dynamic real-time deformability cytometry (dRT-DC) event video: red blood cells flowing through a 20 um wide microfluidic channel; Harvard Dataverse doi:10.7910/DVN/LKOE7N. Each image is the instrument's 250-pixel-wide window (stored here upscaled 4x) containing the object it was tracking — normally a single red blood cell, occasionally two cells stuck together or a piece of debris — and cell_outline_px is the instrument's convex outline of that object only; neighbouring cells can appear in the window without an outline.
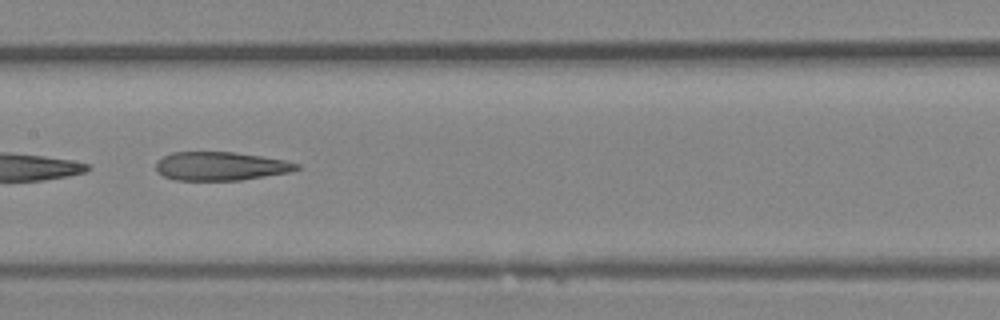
{"species": "Egyptian fruit bat (a non-hibernating species)", "species_latin": "Rousettus aegyptiacus", "temperature_condition": "room temperature", "stored_images_in_passage": 24, "camera_frame_rate_fps": 3000, "um_per_image_px": 0.085, "animal": {"sex": "female"}, "frame": {"image": 1, "passage_image": 14, "time_ms": 4.333, "image_size_px": [1000, 320], "cell_outline_px": [[300, 168], [288, 172], [240, 180], [176, 180], [164, 176], [156, 172], [156, 164], [164, 156], [172, 152], [236, 152], [284, 160], [300, 164]], "centroid_in_image_um": [18.74, 14.12], "position_along_channel_um": 188.7, "area_um2": 23.24}}